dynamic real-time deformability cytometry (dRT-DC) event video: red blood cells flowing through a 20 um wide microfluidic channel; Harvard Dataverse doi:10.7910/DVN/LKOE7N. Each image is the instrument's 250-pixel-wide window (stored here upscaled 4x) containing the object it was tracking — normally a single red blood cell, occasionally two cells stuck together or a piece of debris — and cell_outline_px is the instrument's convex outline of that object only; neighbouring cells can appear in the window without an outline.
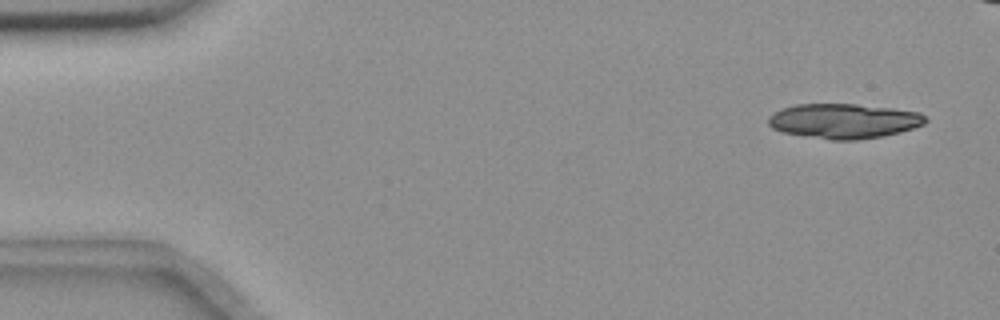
{"species": "common noctule bat (a hibernating species)", "species_latin": "Nyctalus noctula", "temperature_condition": "room temperature", "stored_images_in_passage": 5, "camera_frame_rate_fps": 3000, "um_per_image_px": 0.085, "animal": {"sex": "female", "body_mass_g": 18.4}, "frame": {"image": 1, "passage_image": 1, "time_ms": 0.0, "image_size_px": [1000, 320], "cell_outline_px": [[928, 120], [924, 124], [900, 132], [884, 136], [856, 140], [832, 140], [780, 132], [772, 128], [768, 124], [768, 116], [780, 108], [796, 104], [856, 104], [892, 108], [920, 112]], "centroid_in_image_um": [71.7, 10.28], "position_along_channel_um": 13.3, "area_um2": 32.08}}